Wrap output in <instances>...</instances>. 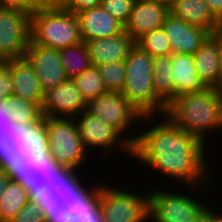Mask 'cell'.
<instances>
[{
	"mask_svg": "<svg viewBox=\"0 0 222 222\" xmlns=\"http://www.w3.org/2000/svg\"><path fill=\"white\" fill-rule=\"evenodd\" d=\"M86 103L93 98L107 93L97 66H91L73 78Z\"/></svg>",
	"mask_w": 222,
	"mask_h": 222,
	"instance_id": "cell-27",
	"label": "cell"
},
{
	"mask_svg": "<svg viewBox=\"0 0 222 222\" xmlns=\"http://www.w3.org/2000/svg\"><path fill=\"white\" fill-rule=\"evenodd\" d=\"M86 111L114 127L121 135L135 119L149 120L153 117L143 116L120 92H107L93 98L86 103Z\"/></svg>",
	"mask_w": 222,
	"mask_h": 222,
	"instance_id": "cell-10",
	"label": "cell"
},
{
	"mask_svg": "<svg viewBox=\"0 0 222 222\" xmlns=\"http://www.w3.org/2000/svg\"><path fill=\"white\" fill-rule=\"evenodd\" d=\"M192 56L195 70L203 84L217 88L221 82L217 31L211 33Z\"/></svg>",
	"mask_w": 222,
	"mask_h": 222,
	"instance_id": "cell-20",
	"label": "cell"
},
{
	"mask_svg": "<svg viewBox=\"0 0 222 222\" xmlns=\"http://www.w3.org/2000/svg\"><path fill=\"white\" fill-rule=\"evenodd\" d=\"M17 173L23 179L30 202L38 207L63 206L51 190L41 180L34 177L22 164L19 165Z\"/></svg>",
	"mask_w": 222,
	"mask_h": 222,
	"instance_id": "cell-25",
	"label": "cell"
},
{
	"mask_svg": "<svg viewBox=\"0 0 222 222\" xmlns=\"http://www.w3.org/2000/svg\"><path fill=\"white\" fill-rule=\"evenodd\" d=\"M171 56L174 98L185 93L199 92L206 88L197 75L192 55L171 54Z\"/></svg>",
	"mask_w": 222,
	"mask_h": 222,
	"instance_id": "cell-22",
	"label": "cell"
},
{
	"mask_svg": "<svg viewBox=\"0 0 222 222\" xmlns=\"http://www.w3.org/2000/svg\"><path fill=\"white\" fill-rule=\"evenodd\" d=\"M210 207L187 194L155 190L148 195V218L152 222H203Z\"/></svg>",
	"mask_w": 222,
	"mask_h": 222,
	"instance_id": "cell-8",
	"label": "cell"
},
{
	"mask_svg": "<svg viewBox=\"0 0 222 222\" xmlns=\"http://www.w3.org/2000/svg\"><path fill=\"white\" fill-rule=\"evenodd\" d=\"M172 56L154 57L152 81L155 94L168 105L174 99Z\"/></svg>",
	"mask_w": 222,
	"mask_h": 222,
	"instance_id": "cell-24",
	"label": "cell"
},
{
	"mask_svg": "<svg viewBox=\"0 0 222 222\" xmlns=\"http://www.w3.org/2000/svg\"><path fill=\"white\" fill-rule=\"evenodd\" d=\"M46 222H78L64 206L39 207Z\"/></svg>",
	"mask_w": 222,
	"mask_h": 222,
	"instance_id": "cell-35",
	"label": "cell"
},
{
	"mask_svg": "<svg viewBox=\"0 0 222 222\" xmlns=\"http://www.w3.org/2000/svg\"><path fill=\"white\" fill-rule=\"evenodd\" d=\"M170 13L210 33L220 30L221 22L213 15L205 0H176L170 6Z\"/></svg>",
	"mask_w": 222,
	"mask_h": 222,
	"instance_id": "cell-21",
	"label": "cell"
},
{
	"mask_svg": "<svg viewBox=\"0 0 222 222\" xmlns=\"http://www.w3.org/2000/svg\"><path fill=\"white\" fill-rule=\"evenodd\" d=\"M20 156L21 164L58 198L60 202L98 200V187L88 191L78 181L74 169L48 163L37 156L29 147L14 148ZM87 190V191H86Z\"/></svg>",
	"mask_w": 222,
	"mask_h": 222,
	"instance_id": "cell-5",
	"label": "cell"
},
{
	"mask_svg": "<svg viewBox=\"0 0 222 222\" xmlns=\"http://www.w3.org/2000/svg\"><path fill=\"white\" fill-rule=\"evenodd\" d=\"M219 97L221 99V105H222V81L220 82L219 86L217 87Z\"/></svg>",
	"mask_w": 222,
	"mask_h": 222,
	"instance_id": "cell-44",
	"label": "cell"
},
{
	"mask_svg": "<svg viewBox=\"0 0 222 222\" xmlns=\"http://www.w3.org/2000/svg\"><path fill=\"white\" fill-rule=\"evenodd\" d=\"M9 222H46L39 207L29 202Z\"/></svg>",
	"mask_w": 222,
	"mask_h": 222,
	"instance_id": "cell-34",
	"label": "cell"
},
{
	"mask_svg": "<svg viewBox=\"0 0 222 222\" xmlns=\"http://www.w3.org/2000/svg\"><path fill=\"white\" fill-rule=\"evenodd\" d=\"M135 44L153 58L172 54L170 42L163 28L146 33Z\"/></svg>",
	"mask_w": 222,
	"mask_h": 222,
	"instance_id": "cell-28",
	"label": "cell"
},
{
	"mask_svg": "<svg viewBox=\"0 0 222 222\" xmlns=\"http://www.w3.org/2000/svg\"><path fill=\"white\" fill-rule=\"evenodd\" d=\"M13 150V148L0 138V162Z\"/></svg>",
	"mask_w": 222,
	"mask_h": 222,
	"instance_id": "cell-40",
	"label": "cell"
},
{
	"mask_svg": "<svg viewBox=\"0 0 222 222\" xmlns=\"http://www.w3.org/2000/svg\"><path fill=\"white\" fill-rule=\"evenodd\" d=\"M24 57L33 66L43 92L68 79L59 50L35 44L30 40Z\"/></svg>",
	"mask_w": 222,
	"mask_h": 222,
	"instance_id": "cell-14",
	"label": "cell"
},
{
	"mask_svg": "<svg viewBox=\"0 0 222 222\" xmlns=\"http://www.w3.org/2000/svg\"><path fill=\"white\" fill-rule=\"evenodd\" d=\"M170 7L158 0H136L124 31L136 42L146 33L163 27Z\"/></svg>",
	"mask_w": 222,
	"mask_h": 222,
	"instance_id": "cell-15",
	"label": "cell"
},
{
	"mask_svg": "<svg viewBox=\"0 0 222 222\" xmlns=\"http://www.w3.org/2000/svg\"><path fill=\"white\" fill-rule=\"evenodd\" d=\"M30 41V20L17 12L0 10V62L23 58Z\"/></svg>",
	"mask_w": 222,
	"mask_h": 222,
	"instance_id": "cell-12",
	"label": "cell"
},
{
	"mask_svg": "<svg viewBox=\"0 0 222 222\" xmlns=\"http://www.w3.org/2000/svg\"><path fill=\"white\" fill-rule=\"evenodd\" d=\"M135 1L136 0H102L100 6L125 26L129 21Z\"/></svg>",
	"mask_w": 222,
	"mask_h": 222,
	"instance_id": "cell-31",
	"label": "cell"
},
{
	"mask_svg": "<svg viewBox=\"0 0 222 222\" xmlns=\"http://www.w3.org/2000/svg\"><path fill=\"white\" fill-rule=\"evenodd\" d=\"M154 58L136 44L125 60L123 97L143 116L163 115L167 105L155 94L152 75Z\"/></svg>",
	"mask_w": 222,
	"mask_h": 222,
	"instance_id": "cell-4",
	"label": "cell"
},
{
	"mask_svg": "<svg viewBox=\"0 0 222 222\" xmlns=\"http://www.w3.org/2000/svg\"><path fill=\"white\" fill-rule=\"evenodd\" d=\"M2 63L10 70L13 95L38 103L41 106L44 92L29 61L23 57Z\"/></svg>",
	"mask_w": 222,
	"mask_h": 222,
	"instance_id": "cell-17",
	"label": "cell"
},
{
	"mask_svg": "<svg viewBox=\"0 0 222 222\" xmlns=\"http://www.w3.org/2000/svg\"><path fill=\"white\" fill-rule=\"evenodd\" d=\"M217 48H218V58L220 63V76L222 81V32L217 31Z\"/></svg>",
	"mask_w": 222,
	"mask_h": 222,
	"instance_id": "cell-41",
	"label": "cell"
},
{
	"mask_svg": "<svg viewBox=\"0 0 222 222\" xmlns=\"http://www.w3.org/2000/svg\"><path fill=\"white\" fill-rule=\"evenodd\" d=\"M29 202L23 179L16 172L0 196V222H9Z\"/></svg>",
	"mask_w": 222,
	"mask_h": 222,
	"instance_id": "cell-23",
	"label": "cell"
},
{
	"mask_svg": "<svg viewBox=\"0 0 222 222\" xmlns=\"http://www.w3.org/2000/svg\"><path fill=\"white\" fill-rule=\"evenodd\" d=\"M11 95H13V87L10 70L0 62V101Z\"/></svg>",
	"mask_w": 222,
	"mask_h": 222,
	"instance_id": "cell-37",
	"label": "cell"
},
{
	"mask_svg": "<svg viewBox=\"0 0 222 222\" xmlns=\"http://www.w3.org/2000/svg\"><path fill=\"white\" fill-rule=\"evenodd\" d=\"M41 106L11 95L1 102L0 138L13 149L28 147L40 134Z\"/></svg>",
	"mask_w": 222,
	"mask_h": 222,
	"instance_id": "cell-6",
	"label": "cell"
},
{
	"mask_svg": "<svg viewBox=\"0 0 222 222\" xmlns=\"http://www.w3.org/2000/svg\"><path fill=\"white\" fill-rule=\"evenodd\" d=\"M83 42L119 35L124 26L101 6L76 14Z\"/></svg>",
	"mask_w": 222,
	"mask_h": 222,
	"instance_id": "cell-18",
	"label": "cell"
},
{
	"mask_svg": "<svg viewBox=\"0 0 222 222\" xmlns=\"http://www.w3.org/2000/svg\"><path fill=\"white\" fill-rule=\"evenodd\" d=\"M28 147L44 161L74 170L87 155L74 118L43 117L40 134Z\"/></svg>",
	"mask_w": 222,
	"mask_h": 222,
	"instance_id": "cell-3",
	"label": "cell"
},
{
	"mask_svg": "<svg viewBox=\"0 0 222 222\" xmlns=\"http://www.w3.org/2000/svg\"><path fill=\"white\" fill-rule=\"evenodd\" d=\"M163 116L164 120L155 127L137 135L132 146V158L140 159L156 172L159 170L170 178H178L185 181L184 184L198 188L209 174L204 163L205 144Z\"/></svg>",
	"mask_w": 222,
	"mask_h": 222,
	"instance_id": "cell-1",
	"label": "cell"
},
{
	"mask_svg": "<svg viewBox=\"0 0 222 222\" xmlns=\"http://www.w3.org/2000/svg\"><path fill=\"white\" fill-rule=\"evenodd\" d=\"M164 114L178 128L198 137L204 144L207 142L205 134L210 129L222 127L221 99L214 87L176 96Z\"/></svg>",
	"mask_w": 222,
	"mask_h": 222,
	"instance_id": "cell-2",
	"label": "cell"
},
{
	"mask_svg": "<svg viewBox=\"0 0 222 222\" xmlns=\"http://www.w3.org/2000/svg\"><path fill=\"white\" fill-rule=\"evenodd\" d=\"M36 8H52L61 5V0H29Z\"/></svg>",
	"mask_w": 222,
	"mask_h": 222,
	"instance_id": "cell-39",
	"label": "cell"
},
{
	"mask_svg": "<svg viewBox=\"0 0 222 222\" xmlns=\"http://www.w3.org/2000/svg\"><path fill=\"white\" fill-rule=\"evenodd\" d=\"M92 66L125 61L135 41L123 31L119 35L85 42Z\"/></svg>",
	"mask_w": 222,
	"mask_h": 222,
	"instance_id": "cell-19",
	"label": "cell"
},
{
	"mask_svg": "<svg viewBox=\"0 0 222 222\" xmlns=\"http://www.w3.org/2000/svg\"><path fill=\"white\" fill-rule=\"evenodd\" d=\"M61 63L68 78H74L92 66L85 42L59 49Z\"/></svg>",
	"mask_w": 222,
	"mask_h": 222,
	"instance_id": "cell-26",
	"label": "cell"
},
{
	"mask_svg": "<svg viewBox=\"0 0 222 222\" xmlns=\"http://www.w3.org/2000/svg\"><path fill=\"white\" fill-rule=\"evenodd\" d=\"M102 0H61V5L68 11L78 14L84 10L101 5Z\"/></svg>",
	"mask_w": 222,
	"mask_h": 222,
	"instance_id": "cell-36",
	"label": "cell"
},
{
	"mask_svg": "<svg viewBox=\"0 0 222 222\" xmlns=\"http://www.w3.org/2000/svg\"><path fill=\"white\" fill-rule=\"evenodd\" d=\"M74 119H77L75 123L78 134L86 149L87 146L91 148L96 146L102 147L103 150H106L104 154H107V152L110 154L112 149L120 143V145L122 144V150H125L124 152L132 156V146L136 142L137 136H133L132 138L127 137V139L123 137L122 140L120 137L122 135L114 127L106 124L103 120L88 113L86 110H84L82 114L80 113L79 116L77 115Z\"/></svg>",
	"mask_w": 222,
	"mask_h": 222,
	"instance_id": "cell-11",
	"label": "cell"
},
{
	"mask_svg": "<svg viewBox=\"0 0 222 222\" xmlns=\"http://www.w3.org/2000/svg\"><path fill=\"white\" fill-rule=\"evenodd\" d=\"M203 222H222V215L216 214L211 210Z\"/></svg>",
	"mask_w": 222,
	"mask_h": 222,
	"instance_id": "cell-42",
	"label": "cell"
},
{
	"mask_svg": "<svg viewBox=\"0 0 222 222\" xmlns=\"http://www.w3.org/2000/svg\"><path fill=\"white\" fill-rule=\"evenodd\" d=\"M61 203L78 222H104L98 200Z\"/></svg>",
	"mask_w": 222,
	"mask_h": 222,
	"instance_id": "cell-29",
	"label": "cell"
},
{
	"mask_svg": "<svg viewBox=\"0 0 222 222\" xmlns=\"http://www.w3.org/2000/svg\"><path fill=\"white\" fill-rule=\"evenodd\" d=\"M30 40L57 50L82 42L76 14L62 5L36 9L30 20Z\"/></svg>",
	"mask_w": 222,
	"mask_h": 222,
	"instance_id": "cell-7",
	"label": "cell"
},
{
	"mask_svg": "<svg viewBox=\"0 0 222 222\" xmlns=\"http://www.w3.org/2000/svg\"><path fill=\"white\" fill-rule=\"evenodd\" d=\"M84 110H86V101L72 78L44 92L41 104L43 117L63 115L65 118H75Z\"/></svg>",
	"mask_w": 222,
	"mask_h": 222,
	"instance_id": "cell-13",
	"label": "cell"
},
{
	"mask_svg": "<svg viewBox=\"0 0 222 222\" xmlns=\"http://www.w3.org/2000/svg\"><path fill=\"white\" fill-rule=\"evenodd\" d=\"M107 92H122L126 82L125 61L97 66Z\"/></svg>",
	"mask_w": 222,
	"mask_h": 222,
	"instance_id": "cell-30",
	"label": "cell"
},
{
	"mask_svg": "<svg viewBox=\"0 0 222 222\" xmlns=\"http://www.w3.org/2000/svg\"><path fill=\"white\" fill-rule=\"evenodd\" d=\"M0 10L20 13L29 20L36 12L29 0H0Z\"/></svg>",
	"mask_w": 222,
	"mask_h": 222,
	"instance_id": "cell-33",
	"label": "cell"
},
{
	"mask_svg": "<svg viewBox=\"0 0 222 222\" xmlns=\"http://www.w3.org/2000/svg\"><path fill=\"white\" fill-rule=\"evenodd\" d=\"M162 28L170 42L172 54L193 55L211 34L207 29L190 25L171 13Z\"/></svg>",
	"mask_w": 222,
	"mask_h": 222,
	"instance_id": "cell-16",
	"label": "cell"
},
{
	"mask_svg": "<svg viewBox=\"0 0 222 222\" xmlns=\"http://www.w3.org/2000/svg\"><path fill=\"white\" fill-rule=\"evenodd\" d=\"M112 188L99 186L98 202L104 222H146L149 219L148 194L141 196Z\"/></svg>",
	"mask_w": 222,
	"mask_h": 222,
	"instance_id": "cell-9",
	"label": "cell"
},
{
	"mask_svg": "<svg viewBox=\"0 0 222 222\" xmlns=\"http://www.w3.org/2000/svg\"><path fill=\"white\" fill-rule=\"evenodd\" d=\"M20 164V156L15 149H13L0 162V196L2 195L9 179L17 172Z\"/></svg>",
	"mask_w": 222,
	"mask_h": 222,
	"instance_id": "cell-32",
	"label": "cell"
},
{
	"mask_svg": "<svg viewBox=\"0 0 222 222\" xmlns=\"http://www.w3.org/2000/svg\"><path fill=\"white\" fill-rule=\"evenodd\" d=\"M158 1L170 7L176 0H158Z\"/></svg>",
	"mask_w": 222,
	"mask_h": 222,
	"instance_id": "cell-43",
	"label": "cell"
},
{
	"mask_svg": "<svg viewBox=\"0 0 222 222\" xmlns=\"http://www.w3.org/2000/svg\"><path fill=\"white\" fill-rule=\"evenodd\" d=\"M213 15L222 22V0H205Z\"/></svg>",
	"mask_w": 222,
	"mask_h": 222,
	"instance_id": "cell-38",
	"label": "cell"
}]
</instances>
